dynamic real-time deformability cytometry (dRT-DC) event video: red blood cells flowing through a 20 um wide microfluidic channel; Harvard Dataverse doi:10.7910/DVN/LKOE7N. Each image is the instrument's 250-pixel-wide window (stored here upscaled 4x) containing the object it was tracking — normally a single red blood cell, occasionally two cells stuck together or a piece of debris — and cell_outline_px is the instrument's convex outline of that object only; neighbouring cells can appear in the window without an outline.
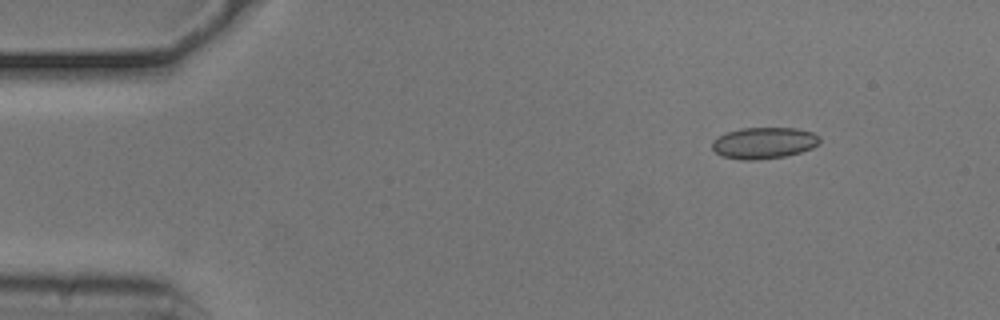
{"species": "common noctule bat (a hibernating species)", "species_latin": "Nyctalus noctula", "temperature_condition": "cold", "stored_images_in_passage": 33, "camera_frame_rate_fps": 3000, "um_per_image_px": 0.085, "animal": {"sex": "male", "body_mass_g": 20.5, "forearm_length_mm": 52.5}, "frame": {"image": 1, "passage_image": 1, "time_ms": 0.0, "image_size_px": [1000, 320], "cell_outline_px": [[820, 144], [812, 148], [800, 152], [784, 156], [756, 160], [740, 160], [720, 156], [712, 148], [712, 140], [728, 132], [740, 128], [796, 128], [812, 132], [820, 136]], "centroid_in_image_um": [64.94, 12.15], "position_along_channel_um": 20.1, "area_um2": 19.77}}
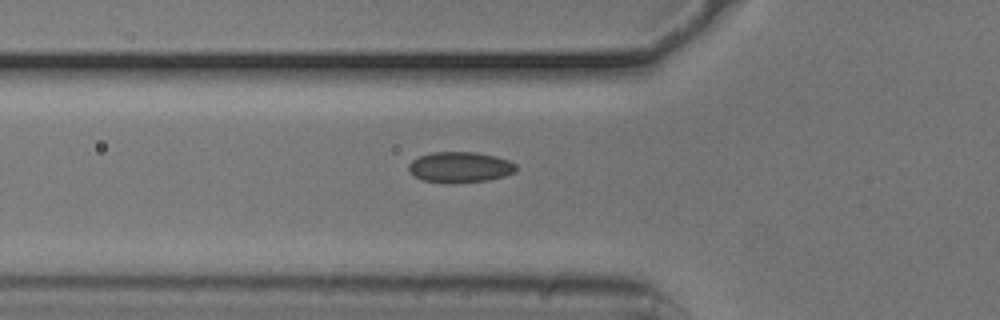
{"frame": {"image": 2, "passage_image": 13, "time_ms": 4.0, "image_size_px": [1000, 320], "cell_outline_px": [[516, 172], [504, 176], [488, 180], [420, 180], [408, 172], [408, 164], [412, 160], [420, 156], [432, 152], [476, 152], [496, 156], [508, 160], [516, 164]], "centroid_in_image_um": [39.1, 14.16], "position_along_channel_um": 86.7, "area_um2": 18.55}}
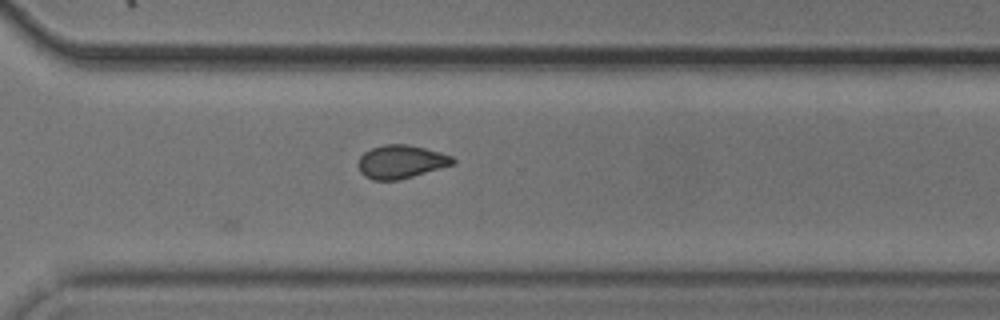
{"frame": {"image": 3, "passage_image": 33, "time_ms": 10.667, "image_size_px": [1000, 320], "cell_outline_px": [[456, 164], [400, 180], [372, 180], [364, 176], [360, 172], [356, 164], [360, 156], [364, 152], [372, 148], [384, 144], [408, 144], [440, 152], [452, 156], [456, 160]], "centroid_in_image_um": [34.08, 13.75], "position_along_channel_um": 336.5, "area_um2": 18.67}}